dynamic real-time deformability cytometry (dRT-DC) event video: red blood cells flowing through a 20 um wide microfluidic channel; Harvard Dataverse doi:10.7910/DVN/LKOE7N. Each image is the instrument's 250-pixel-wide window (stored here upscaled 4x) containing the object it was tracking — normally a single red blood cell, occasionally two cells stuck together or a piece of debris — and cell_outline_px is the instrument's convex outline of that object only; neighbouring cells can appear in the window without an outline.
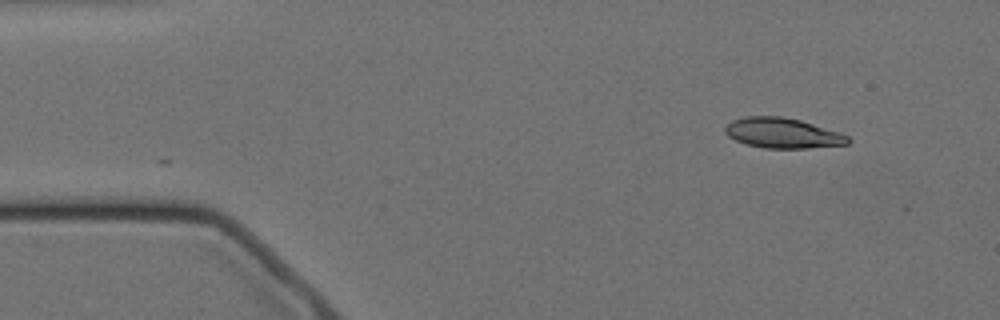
{"species": "Egyptian fruit bat (a non-hibernating species)", "species_latin": "Rousettus aegyptiacus", "temperature_condition": "cold", "stored_images_in_passage": 3, "camera_frame_rate_fps": 3000, "um_per_image_px": 0.085, "animal": {"sex": "female"}, "frame": {"image": 1, "passage_image": 3, "time_ms": 2.0, "image_size_px": [1000, 320], "cell_outline_px": [[852, 140], [848, 144], [808, 148], [764, 148], [744, 144], [728, 136], [724, 132], [724, 128], [732, 120], [744, 116], [780, 116], [800, 120], [840, 132], [848, 136]], "centroid_in_image_um": [66.51, 11.31], "position_along_channel_um": 18.5, "area_um2": 21.73}}